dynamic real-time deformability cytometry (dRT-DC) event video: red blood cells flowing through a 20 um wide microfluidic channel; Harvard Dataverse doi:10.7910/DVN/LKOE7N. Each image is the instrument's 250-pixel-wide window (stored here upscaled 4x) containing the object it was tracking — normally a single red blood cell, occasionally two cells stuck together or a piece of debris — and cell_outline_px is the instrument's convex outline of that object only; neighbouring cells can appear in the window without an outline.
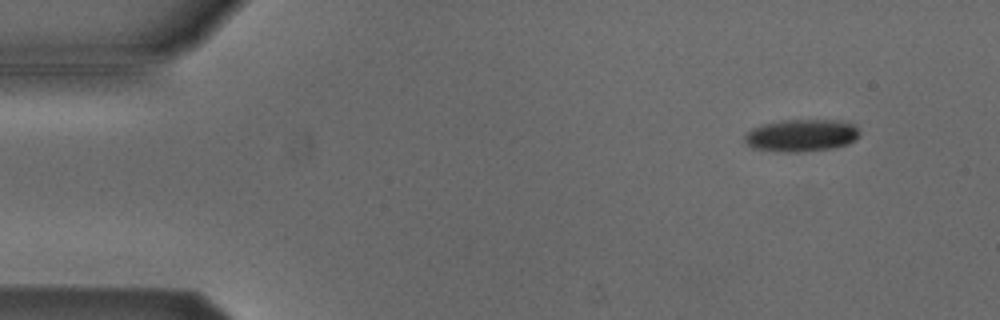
{"species": "Egyptian fruit bat (a non-hibernating species)", "species_latin": "Rousettus aegyptiacus", "temperature_condition": "cold", "stored_images_in_passage": 49, "camera_frame_rate_fps": 3000, "um_per_image_px": 0.085, "animal": {"sex": "male"}, "frame": {"image": 1, "passage_image": 1, "time_ms": 0.0, "image_size_px": [1000, 320], "cell_outline_px": [[860, 136], [856, 140], [848, 144], [836, 148], [800, 152], [784, 152], [752, 148], [744, 140], [744, 136], [752, 128], [764, 124], [780, 120], [840, 120], [856, 124], [860, 132]], "centroid_in_image_um": [68.18, 11.51], "position_along_channel_um": 16.8, "area_um2": 21.96}}
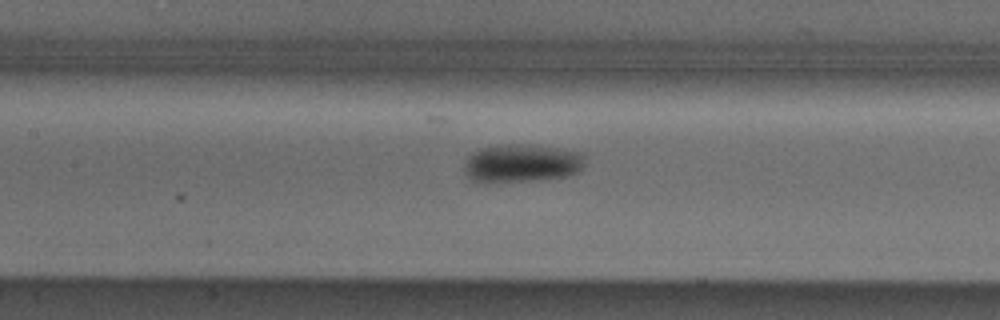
{"frame": {"image": 2, "passage_image": 20, "time_ms": 6.333, "image_size_px": [1000, 320], "cell_outline_px": [[588, 152], [584, 164], [576, 172], [568, 176], [540, 180], [468, 180], [464, 172], [464, 168], [468, 156], [480, 148], [516, 144], [528, 144]], "centroid_in_image_um": [44.44, 13.84], "position_along_channel_um": 163.0, "area_um2": 26.59}}
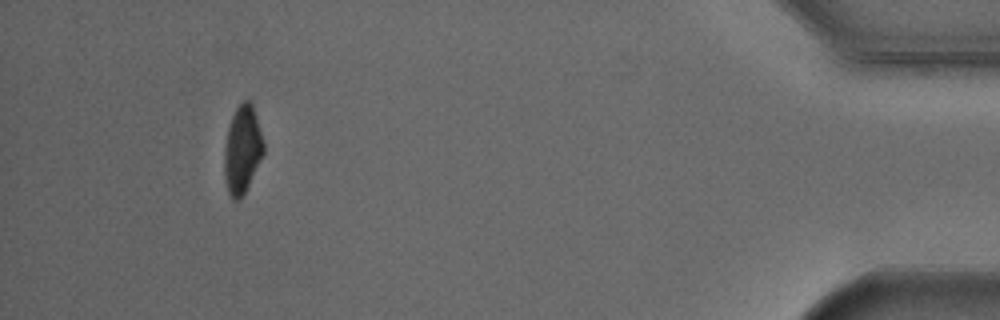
{"frame": {"image": 3, "passage_image": 45, "time_ms": 14.667, "image_size_px": [1000, 320], "cell_outline_px": [[264, 152], [240, 200], [232, 200], [228, 192], [224, 176], [224, 148], [228, 128], [232, 116], [236, 108], [244, 100], [248, 100], [252, 104], [264, 140]], "centroid_in_image_um": [20.59, 12.71], "position_along_channel_um": 414.6, "area_um2": 19.88}, "authors_computed_cell_mechanics": {"area_um2": 23.1778, "velocity_mm_per_s": 3.861, "shape_relaxation_time_tau1_ms": 4.3554, "shape_relaxation_time_tau2_ms": null, "deformation_change_tau1": 0.1113, "deformation_change_tau2": null}}